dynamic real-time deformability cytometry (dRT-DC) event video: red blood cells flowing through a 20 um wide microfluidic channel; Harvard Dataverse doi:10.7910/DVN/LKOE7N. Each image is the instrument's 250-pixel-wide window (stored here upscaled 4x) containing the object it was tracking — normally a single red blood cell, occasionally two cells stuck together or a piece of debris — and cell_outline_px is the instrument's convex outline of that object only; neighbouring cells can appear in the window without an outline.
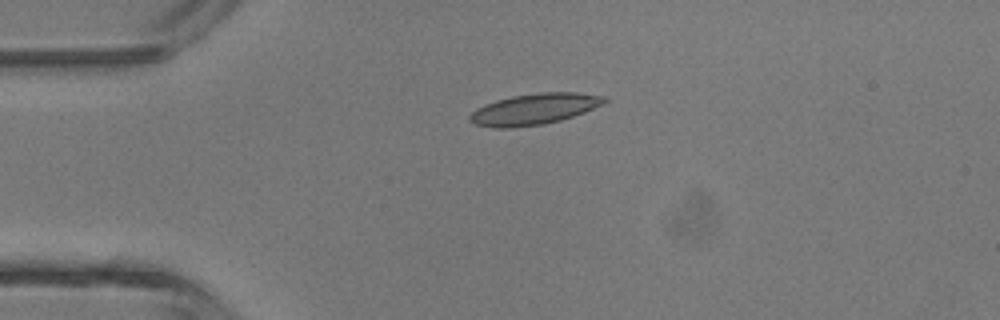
{"species": "common noctule bat (a hibernating species)", "species_latin": "Nyctalus noctula", "temperature_condition": "room temperature", "stored_images_in_passage": 3, "camera_frame_rate_fps": 3000, "um_per_image_px": 0.085, "animal": {"sex": "male", "body_mass_g": 13.3}, "frame": {"image": 1, "passage_image": 2, "time_ms": 1.333, "image_size_px": [1000, 320], "cell_outline_px": [[608, 100], [584, 112], [560, 120], [544, 124], [512, 128], [496, 128], [476, 124], [468, 120], [468, 116], [476, 108], [484, 104], [496, 100], [512, 96], [540, 92], [576, 92], [604, 96]], "centroid_in_image_um": [45.36, 9.27], "position_along_channel_um": 39.6, "area_um2": 24.22}}